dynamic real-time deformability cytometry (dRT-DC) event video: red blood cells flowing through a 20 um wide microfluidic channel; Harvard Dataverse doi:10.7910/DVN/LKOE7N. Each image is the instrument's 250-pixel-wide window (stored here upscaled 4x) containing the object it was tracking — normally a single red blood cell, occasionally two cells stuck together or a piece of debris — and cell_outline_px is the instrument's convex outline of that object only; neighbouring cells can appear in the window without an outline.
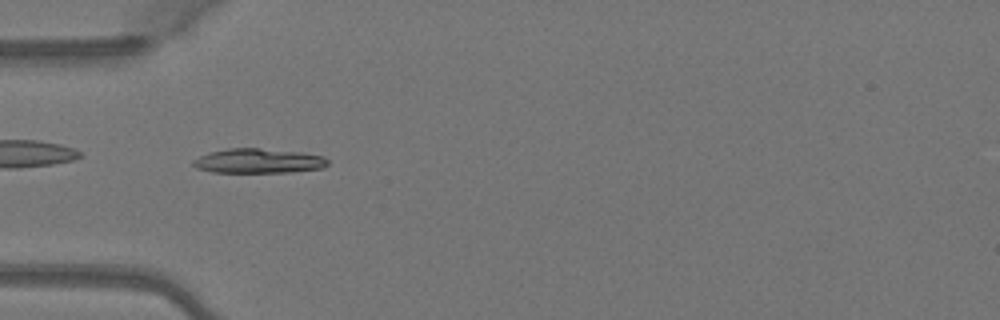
{"species": "Egyptian fruit bat (a non-hibernating species)", "species_latin": "Rousettus aegyptiacus", "temperature_condition": "warm", "stored_images_in_passage": 44, "camera_frame_rate_fps": 3000, "um_per_image_px": 0.085, "animal": {"sex": "female"}, "frame": {"image": 1, "passage_image": 10, "time_ms": 3.0, "image_size_px": [1000, 320], "cell_outline_px": [[328, 164], [324, 168], [292, 172], [212, 172], [196, 168], [192, 164], [192, 160], [200, 156], [212, 152], [228, 148], [260, 148], [300, 152], [324, 156], [328, 160]], "centroid_in_image_um": [21.99, 13.68], "position_along_channel_um": 63.0, "area_um2": 19.31}}
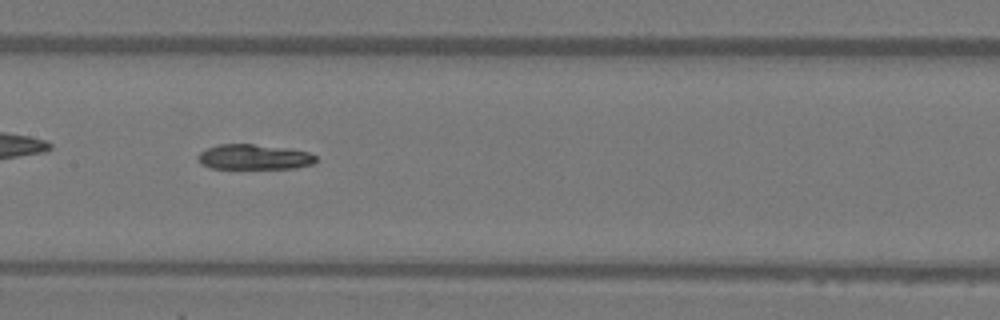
{"frame": {"image": 2, "passage_image": 19, "time_ms": 6.0, "image_size_px": [1000, 320], "cell_outline_px": [[316, 160], [312, 164], [296, 168], [212, 168], [200, 164], [196, 160], [196, 156], [200, 152], [208, 148], [220, 144], [252, 144], [288, 148], [308, 152], [316, 156]], "centroid_in_image_um": [21.56, 13.34], "position_along_channel_um": 185.8, "area_um2": 17.28}}
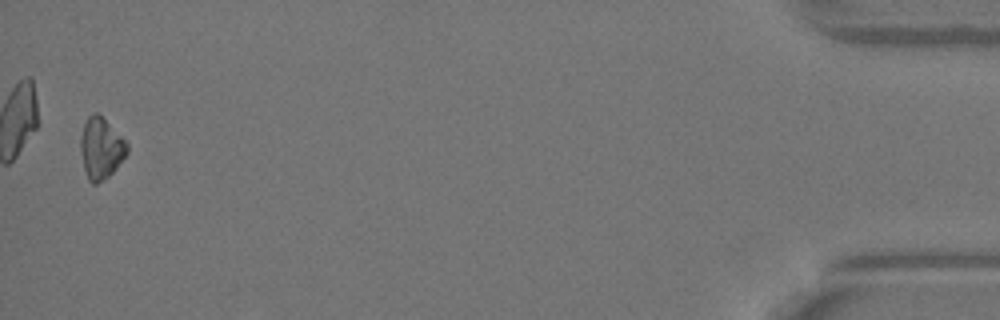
{"frame": {"image": 3, "passage_image": 43, "time_ms": 14.0, "image_size_px": [1000, 320], "cell_outline_px": [[128, 152], [116, 168], [108, 176], [96, 184], [92, 184], [88, 180], [84, 168], [80, 152], [80, 136], [84, 124], [88, 116], [92, 112], [96, 112], [128, 144]], "centroid_in_image_um": [8.55, 12.62], "position_along_channel_um": 426.7, "area_um2": 16.3}, "authors_computed_cell_mechanics": {"area_um2": 17.8891, "velocity_mm_per_s": 4.1112, "shape_relaxation_time_tau1_ms": 4.6733, "shape_relaxation_time_tau2_ms": null, "deformation_change_tau1": 0.1573, "deformation_change_tau2": null}}